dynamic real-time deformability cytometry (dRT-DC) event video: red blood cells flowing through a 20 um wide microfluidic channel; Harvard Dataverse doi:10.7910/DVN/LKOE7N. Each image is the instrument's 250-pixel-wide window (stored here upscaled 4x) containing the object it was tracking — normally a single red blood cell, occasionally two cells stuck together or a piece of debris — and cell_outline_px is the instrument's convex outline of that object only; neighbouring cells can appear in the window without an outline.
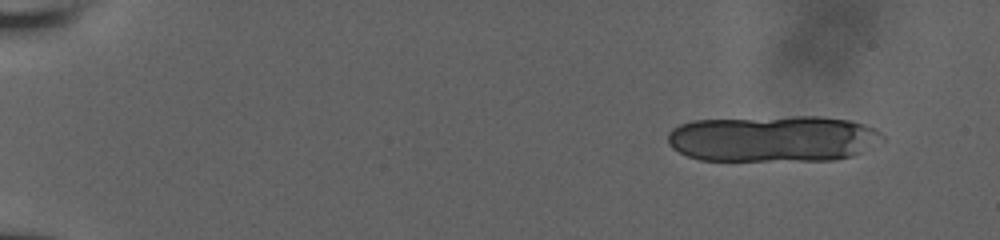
{"species": "human", "species_latin": "Homo sapiens", "temperature_condition": "room temperature", "stored_images_in_passage": 24, "segment_of_instrument_passage": [1, 2], "camera_frame_rate_fps": 3000, "um_per_image_px": 0.085, "donor": {"sex": "male"}, "frame": {"image": 1, "passage_image": 1, "time_ms": 0.0, "image_size_px": [1000, 240], "cell_outline_px": [[884, 140], [852, 156], [832, 160], [700, 160], [688, 156], [672, 148], [668, 144], [668, 132], [672, 128], [680, 124], [692, 120], [792, 116], [820, 116], [848, 120], [864, 124], [876, 128], [884, 136]], "centroid_in_image_um": [65.7, 11.77], "position_along_channel_um": 19.3, "area_um2": 58.26}}